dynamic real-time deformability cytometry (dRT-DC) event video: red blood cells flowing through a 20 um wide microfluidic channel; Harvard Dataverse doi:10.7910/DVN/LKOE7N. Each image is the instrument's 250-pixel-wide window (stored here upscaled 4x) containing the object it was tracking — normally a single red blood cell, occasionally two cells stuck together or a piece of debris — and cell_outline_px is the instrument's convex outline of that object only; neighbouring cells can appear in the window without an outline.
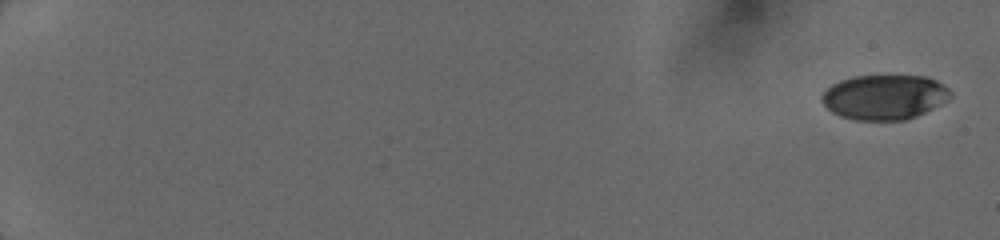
{"species": "human", "species_latin": "Homo sapiens", "temperature_condition": "cold", "stored_images_in_passage": 43, "camera_frame_rate_fps": 3000, "um_per_image_px": 0.085, "donor": {"sex": "female"}, "frame": {"image": 1, "passage_image": 1, "time_ms": 0.0, "image_size_px": [1000, 240], "cell_outline_px": [[952, 96], [948, 100], [916, 116], [904, 120], [856, 120], [840, 116], [832, 112], [820, 100], [820, 96], [832, 84], [840, 80], [852, 76], [924, 76], [936, 80], [948, 88], [952, 92]], "centroid_in_image_um": [75.17, 8.25], "position_along_channel_um": 9.8, "area_um2": 33.58}}
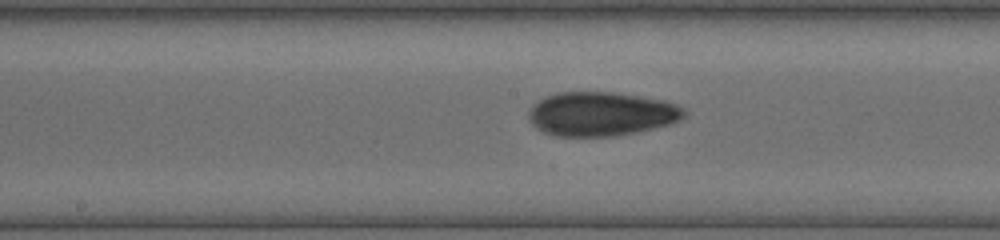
{"frame": {"image": 2, "passage_image": 25, "time_ms": 9.667, "image_size_px": [1000, 240], "cell_outline_px": [[684, 116], [680, 120], [668, 124], [636, 132], [616, 136], [556, 136], [544, 132], [536, 128], [528, 120], [528, 112], [532, 104], [556, 92], [612, 92], [640, 96], [664, 100], [676, 104], [684, 108]], "centroid_in_image_um": [51.07, 9.68], "position_along_channel_um": 197.1, "area_um2": 39.88}}
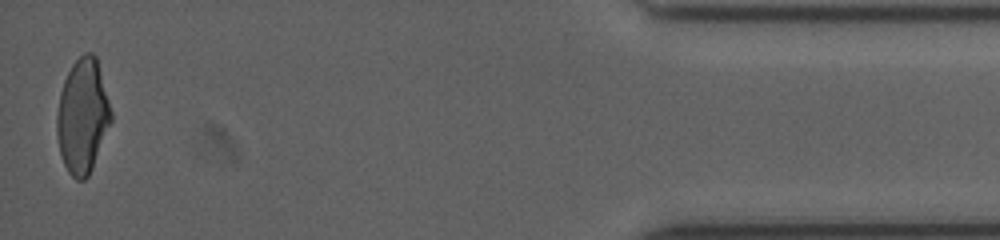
{"frame": {"image": 3, "passage_image": 43, "time_ms": 16.667, "image_size_px": [1000, 240], "cell_outline_px": [[112, 120], [92, 168], [88, 176], [84, 180], [76, 180], [68, 172], [64, 164], [60, 152], [56, 132], [56, 116], [60, 92], [64, 80], [72, 64], [84, 52], [92, 52], [96, 56], [112, 112]], "centroid_in_image_um": [7.01, 9.86], "position_along_channel_um": 428.2, "area_um2": 36.07}}